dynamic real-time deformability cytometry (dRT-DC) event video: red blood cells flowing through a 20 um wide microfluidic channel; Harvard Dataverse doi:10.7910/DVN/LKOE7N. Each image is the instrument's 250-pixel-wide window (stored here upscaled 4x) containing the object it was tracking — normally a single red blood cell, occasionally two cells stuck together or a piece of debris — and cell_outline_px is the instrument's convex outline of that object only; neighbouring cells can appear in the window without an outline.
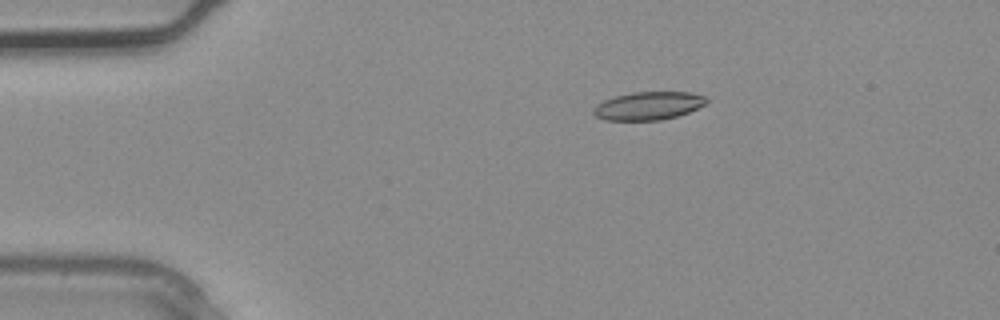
{"species": "common noctule bat (a hibernating species)", "species_latin": "Nyctalus noctula", "temperature_condition": "warm", "stored_images_in_passage": 3, "camera_frame_rate_fps": 3000, "um_per_image_px": 0.085, "animal": {"sex": "male", "body_mass_g": 20.4}, "frame": {"image": 1, "passage_image": 1, "time_ms": 0.0, "image_size_px": [1000, 320], "cell_outline_px": [[708, 100], [704, 104], [688, 112], [676, 116], [660, 120], [604, 120], [596, 116], [592, 112], [592, 108], [596, 104], [604, 100], [616, 96], [632, 92], [692, 92], [704, 96]], "centroid_in_image_um": [55.07, 8.99], "position_along_channel_um": 29.9, "area_um2": 18.44}}
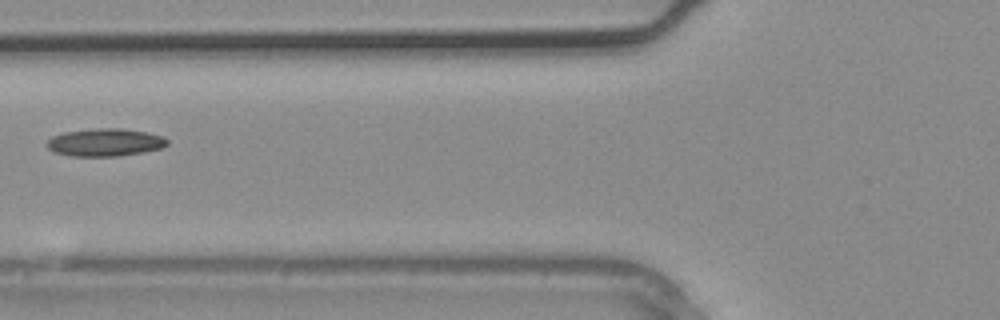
{"frame": {"image": 2, "passage_image": 3, "time_ms": 0.667, "image_size_px": [1000, 320], "cell_outline_px": [[168, 144], [160, 148], [144, 152], [120, 156], [72, 156], [56, 152], [48, 148], [44, 144], [52, 136], [64, 132], [96, 128], [120, 128], [144, 132], [164, 136], [168, 140]], "centroid_in_image_um": [8.92, 12.1], "position_along_channel_um": 116.9, "area_um2": 19.42}}